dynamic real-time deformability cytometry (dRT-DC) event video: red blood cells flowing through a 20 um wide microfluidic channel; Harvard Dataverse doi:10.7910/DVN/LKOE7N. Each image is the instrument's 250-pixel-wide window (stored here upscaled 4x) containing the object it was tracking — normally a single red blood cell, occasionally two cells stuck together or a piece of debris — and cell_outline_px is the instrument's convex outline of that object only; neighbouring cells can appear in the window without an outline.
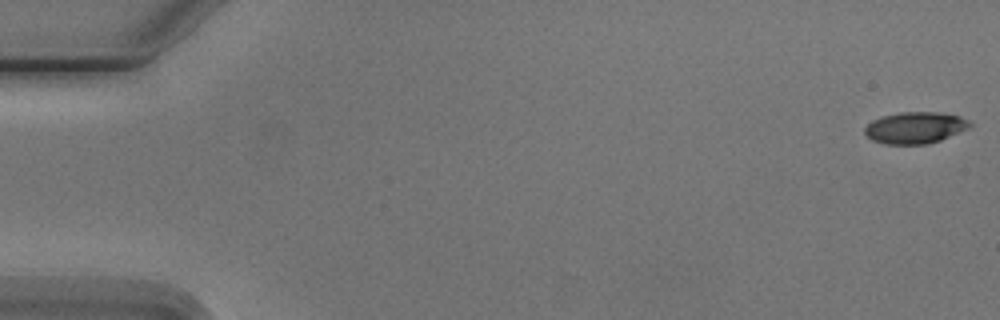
{"species": "Egyptian fruit bat (a non-hibernating species)", "species_latin": "Rousettus aegyptiacus", "temperature_condition": "cold", "stored_images_in_passage": 2, "camera_frame_rate_fps": 3000, "um_per_image_px": 0.085, "animal": {"sex": "male"}, "frame": {"image": 1, "passage_image": 1, "time_ms": 0.0, "image_size_px": [1000, 320], "cell_outline_px": [[972, 124], [968, 128], [940, 140], [928, 144], [884, 144], [872, 140], [864, 132], [864, 128], [872, 120], [884, 116], [900, 112], [940, 112], [960, 116], [972, 120]], "centroid_in_image_um": [77.81, 10.85], "position_along_channel_um": 7.2, "area_um2": 19.36}}